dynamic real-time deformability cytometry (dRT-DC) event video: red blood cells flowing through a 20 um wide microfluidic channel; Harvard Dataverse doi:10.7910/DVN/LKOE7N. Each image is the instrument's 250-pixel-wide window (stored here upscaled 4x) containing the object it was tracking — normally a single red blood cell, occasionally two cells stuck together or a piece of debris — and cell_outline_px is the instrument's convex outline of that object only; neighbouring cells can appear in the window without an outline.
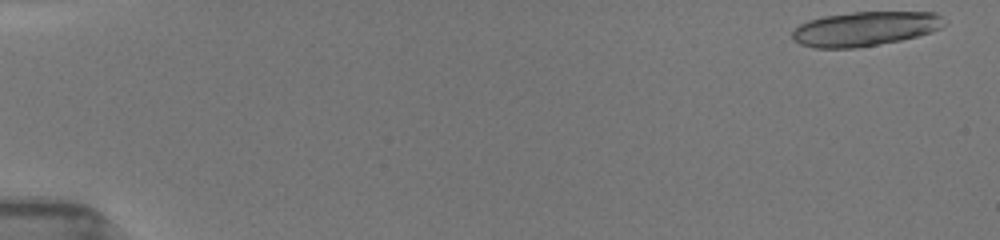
{"species": "common noctule bat (a hibernating species)", "species_latin": "Nyctalus noctula", "temperature_condition": "room temperature", "stored_images_in_passage": 16, "camera_frame_rate_fps": 3000, "um_per_image_px": 0.085, "animal": {"sex": "female", "body_mass_g": 19.5, "forearm_length_mm": 54.1}, "frame": {"image": 1, "passage_image": 1, "time_ms": 0.0, "image_size_px": [1000, 240], "cell_outline_px": [[948, 24], [932, 32], [900, 40], [880, 44], [856, 48], [816, 48], [800, 44], [792, 40], [792, 32], [800, 24], [808, 20], [824, 16], [852, 12], [936, 12], [948, 20]], "centroid_in_image_um": [73.56, 2.44], "position_along_channel_um": 11.4, "area_um2": 30.75}}
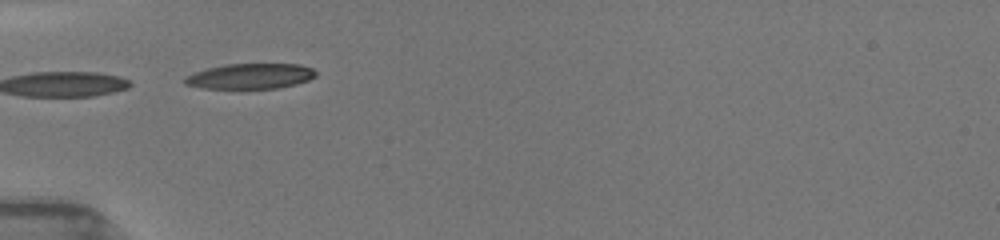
{"frame": {"image": 2, "passage_image": 14, "time_ms": 5.333, "image_size_px": [1000, 240], "cell_outline_px": [[316, 76], [308, 80], [296, 84], [280, 88], [200, 88], [184, 84], [184, 76], [192, 72], [224, 64], [300, 64], [312, 68], [316, 72]], "centroid_in_image_um": [21.25, 6.47], "position_along_channel_um": 63.8, "area_um2": 19.48}}